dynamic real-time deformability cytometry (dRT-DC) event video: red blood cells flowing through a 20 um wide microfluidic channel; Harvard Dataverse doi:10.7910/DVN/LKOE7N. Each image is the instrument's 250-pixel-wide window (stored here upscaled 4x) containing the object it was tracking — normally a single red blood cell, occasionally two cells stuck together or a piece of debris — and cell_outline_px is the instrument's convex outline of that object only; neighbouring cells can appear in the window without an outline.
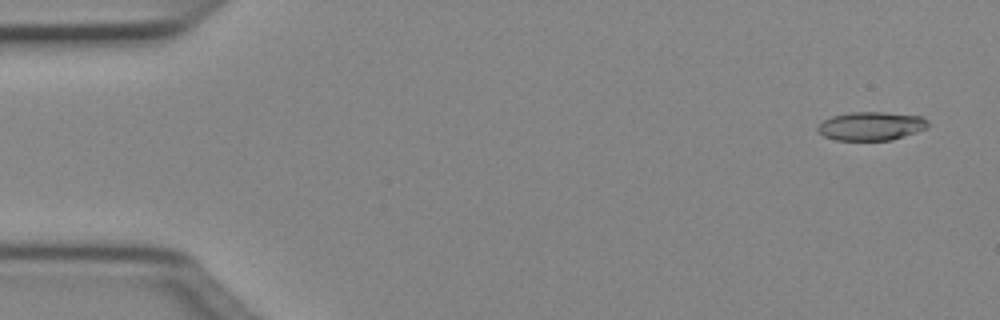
{"species": "Egyptian fruit bat (a non-hibernating species)", "species_latin": "Rousettus aegyptiacus", "temperature_condition": "cold", "stored_images_in_passage": 50, "camera_frame_rate_fps": 3000, "um_per_image_px": 0.085, "animal": {"sex": "female"}, "frame": {"image": 1, "passage_image": 3, "time_ms": 0.667, "image_size_px": [1000, 320], "cell_outline_px": [[928, 128], [892, 140], [836, 140], [824, 136], [816, 128], [824, 120], [832, 116], [848, 112], [884, 112], [920, 116], [928, 120]], "centroid_in_image_um": [74.06, 10.71], "position_along_channel_um": 10.9, "area_um2": 18.32}}
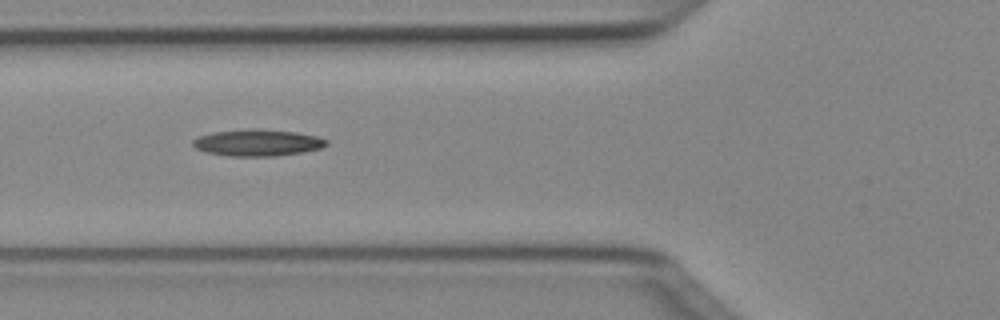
{"frame": {"image": 2, "passage_image": 19, "time_ms": 6.0, "image_size_px": [1000, 320], "cell_outline_px": [[328, 144], [320, 148], [300, 152], [276, 156], [228, 156], [208, 152], [196, 148], [192, 144], [192, 140], [196, 136], [212, 132], [252, 128], [256, 128], [296, 132], [316, 136], [328, 140]], "centroid_in_image_um": [21.86, 12.12], "position_along_channel_um": 103.9, "area_um2": 20.75}}
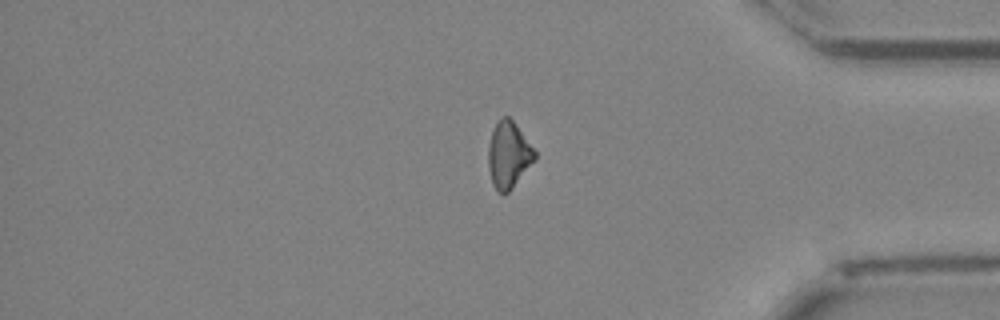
{"frame": {"image": 3, "passage_image": 42, "time_ms": 13.667, "image_size_px": [1000, 320], "cell_outline_px": [[536, 160], [512, 188], [508, 192], [500, 192], [492, 184], [488, 168], [488, 148], [492, 132], [500, 116], [508, 116], [512, 120], [536, 152]], "centroid_in_image_um": [43.22, 13.17], "position_along_channel_um": 392.0, "area_um2": 17.8}}